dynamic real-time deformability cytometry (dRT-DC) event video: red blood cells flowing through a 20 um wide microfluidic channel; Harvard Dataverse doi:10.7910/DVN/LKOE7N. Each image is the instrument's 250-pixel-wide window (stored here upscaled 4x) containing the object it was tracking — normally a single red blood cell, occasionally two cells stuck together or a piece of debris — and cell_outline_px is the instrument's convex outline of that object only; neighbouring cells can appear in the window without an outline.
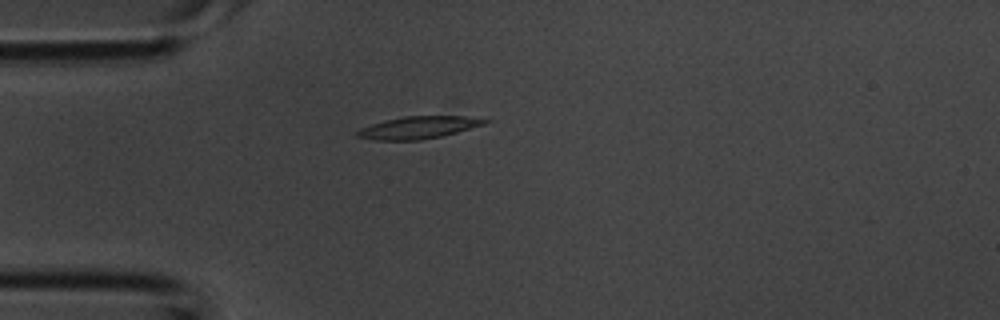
{"species": "common noctule bat (a hibernating species)", "species_latin": "Nyctalus noctula", "temperature_condition": "room temperature", "stored_images_in_passage": 5, "camera_frame_rate_fps": 3000, "um_per_image_px": 0.085, "animal": {"sex": "male", "body_mass_g": 20.1, "forearm_length_mm": 53.5}, "frame": {"image": 1, "passage_image": 5, "time_ms": 1.333, "image_size_px": [1000, 320], "cell_outline_px": [[492, 120], [484, 124], [456, 132], [440, 136], [420, 140], [376, 140], [356, 136], [356, 132], [360, 128], [384, 120], [404, 116], [464, 116]], "centroid_in_image_um": [35.54, 10.83], "position_along_channel_um": 49.5, "area_um2": 16.36}}